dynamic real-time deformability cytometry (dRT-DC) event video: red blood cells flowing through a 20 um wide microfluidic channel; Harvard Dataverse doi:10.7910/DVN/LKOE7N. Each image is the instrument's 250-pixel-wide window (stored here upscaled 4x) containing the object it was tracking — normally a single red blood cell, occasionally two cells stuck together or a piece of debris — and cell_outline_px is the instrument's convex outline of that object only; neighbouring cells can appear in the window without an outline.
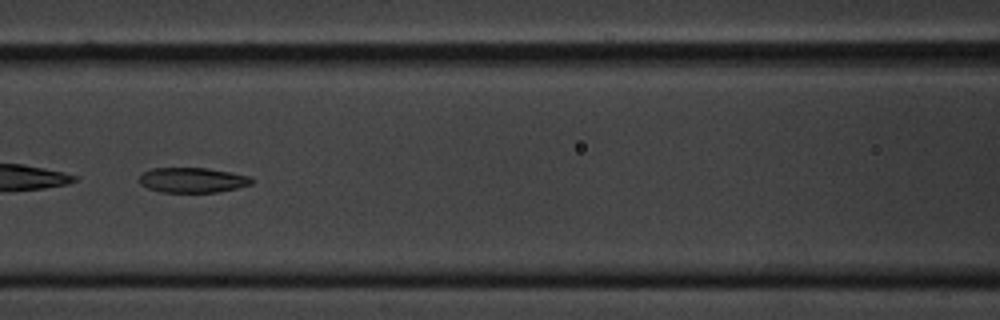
{"species": "common noctule bat (a hibernating species)", "species_latin": "Nyctalus noctula", "temperature_condition": "cold", "stored_images_in_passage": 60, "camera_frame_rate_fps": 3000, "um_per_image_px": 0.085, "animal": {"sex": "male", "body_mass_g": 20.1, "forearm_length_mm": 53.5}, "frame": {"image": 1, "passage_image": 27, "time_ms": 8.667, "image_size_px": [1000, 320], "cell_outline_px": [[252, 184], [236, 188], [216, 192], [160, 192], [148, 188], [140, 184], [140, 176], [144, 172], [152, 168], [208, 168], [248, 176], [252, 180]], "centroid_in_image_um": [16.33, 15.31], "position_along_channel_um": 150.3, "area_um2": 16.18}}
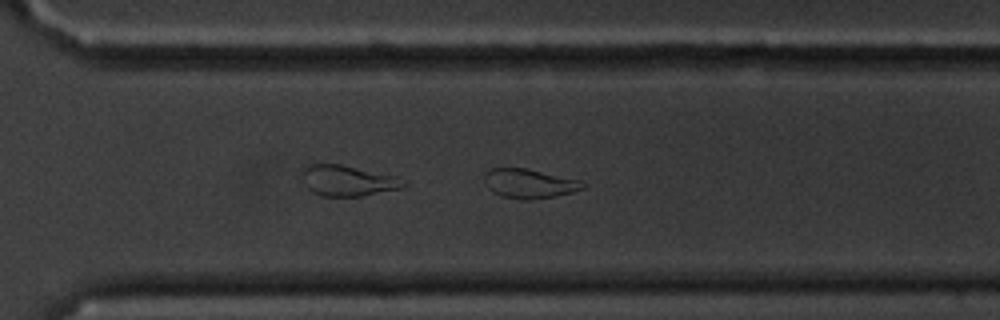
{"frame": {"image": 2, "passage_image": 43, "time_ms": 14.0, "image_size_px": [1000, 320], "cell_outline_px": [[588, 184], [584, 188], [572, 192], [556, 196], [528, 200], [520, 200], [500, 196], [492, 192], [488, 188], [484, 180], [484, 172], [488, 168], [524, 168], [580, 180]], "centroid_in_image_um": [44.96, 15.61], "position_along_channel_um": 325.6, "area_um2": 16.99}}
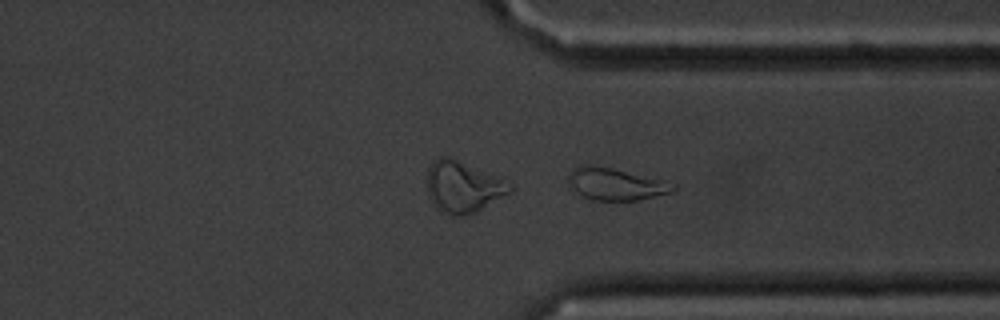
{"frame": {"image": 3, "passage_image": 46, "time_ms": 15.0, "image_size_px": [1000, 320], "cell_outline_px": [[676, 188], [672, 192], [640, 200], [592, 200], [568, 188], [568, 176], [572, 168], [580, 164], [592, 164], [612, 168], [664, 180], [676, 184]], "centroid_in_image_um": [52.29, 15.63], "position_along_channel_um": 359.1, "area_um2": 19.88}, "authors_computed_cell_mechanics": {"area_um2": 23.9581, "velocity_mm_per_s": 3.3021, "shape_relaxation_time_tau1_ms": null, "shape_relaxation_time_tau2_ms": 8.778, "deformation_change_tau1": null, "deformation_change_tau2": 0.1683}}